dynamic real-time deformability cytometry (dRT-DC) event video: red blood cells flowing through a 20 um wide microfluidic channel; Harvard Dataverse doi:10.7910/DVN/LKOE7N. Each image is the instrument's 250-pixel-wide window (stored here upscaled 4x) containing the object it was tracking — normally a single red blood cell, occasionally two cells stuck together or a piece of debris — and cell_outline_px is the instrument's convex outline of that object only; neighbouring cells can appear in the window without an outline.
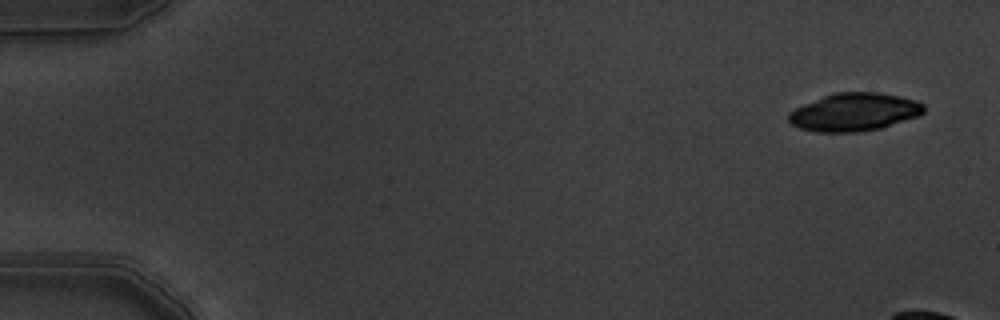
{"species": "common noctule bat (a hibernating species)", "species_latin": "Nyctalus noctula", "temperature_condition": "warm", "stored_images_in_passage": 4, "camera_frame_rate_fps": 3000, "um_per_image_px": 0.085, "animal": {"sex": "male", "body_mass_g": 19.5, "forearm_length_mm": 54.6}, "frame": {"image": 1, "passage_image": 1, "time_ms": 0.0, "image_size_px": [1000, 320], "cell_outline_px": [[924, 112], [916, 116], [880, 128], [856, 132], [816, 132], [800, 128], [792, 124], [788, 120], [788, 112], [804, 104], [824, 96], [836, 92], [876, 92], [900, 96], [916, 100], [924, 104]], "centroid_in_image_um": [72.59, 9.52], "position_along_channel_um": 12.4, "area_um2": 29.65}}